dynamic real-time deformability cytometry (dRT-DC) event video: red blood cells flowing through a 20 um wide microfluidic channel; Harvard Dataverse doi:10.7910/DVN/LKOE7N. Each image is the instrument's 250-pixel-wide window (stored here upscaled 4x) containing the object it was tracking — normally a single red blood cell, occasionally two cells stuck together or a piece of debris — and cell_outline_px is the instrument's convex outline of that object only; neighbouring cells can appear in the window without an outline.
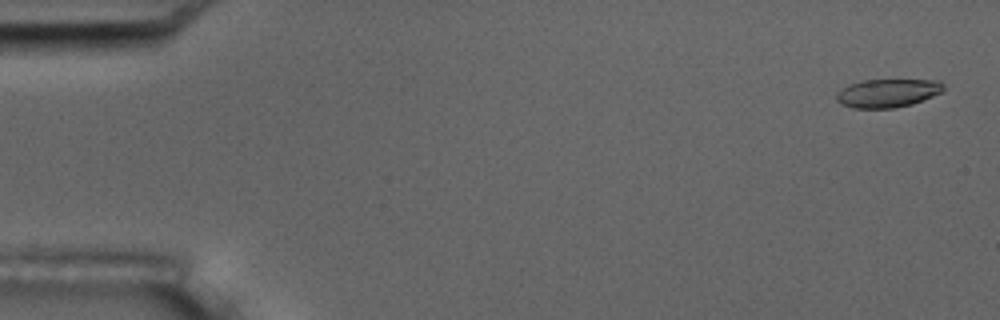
{"species": "common noctule bat (a hibernating species)", "species_latin": "Nyctalus noctula", "temperature_condition": "room temperature", "stored_images_in_passage": 4, "camera_frame_rate_fps": 3000, "um_per_image_px": 0.085, "animal": {"sex": "male", "body_mass_g": 17.5, "forearm_length_mm": 52.3}, "frame": {"image": 1, "passage_image": 1, "time_ms": 0.0, "image_size_px": [1000, 320], "cell_outline_px": [[944, 92], [912, 104], [892, 108], [852, 108], [840, 104], [836, 100], [836, 92], [848, 84], [864, 80], [940, 80], [944, 84]], "centroid_in_image_um": [75.44, 7.91], "position_along_channel_um": 9.6, "area_um2": 17.92}}
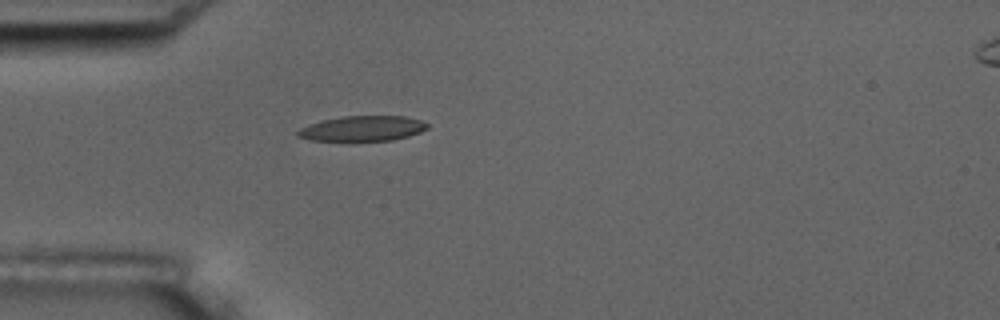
{"frame": {"image": 2, "passage_image": 4, "time_ms": 4.667, "image_size_px": [1000, 320], "cell_outline_px": [[428, 128], [420, 132], [408, 136], [392, 140], [352, 144], [312, 140], [296, 136], [296, 132], [300, 128], [308, 124], [324, 120], [344, 116], [404, 116], [420, 120], [428, 124]], "centroid_in_image_um": [30.76, 10.98], "position_along_channel_um": 54.2, "area_um2": 19.94}}